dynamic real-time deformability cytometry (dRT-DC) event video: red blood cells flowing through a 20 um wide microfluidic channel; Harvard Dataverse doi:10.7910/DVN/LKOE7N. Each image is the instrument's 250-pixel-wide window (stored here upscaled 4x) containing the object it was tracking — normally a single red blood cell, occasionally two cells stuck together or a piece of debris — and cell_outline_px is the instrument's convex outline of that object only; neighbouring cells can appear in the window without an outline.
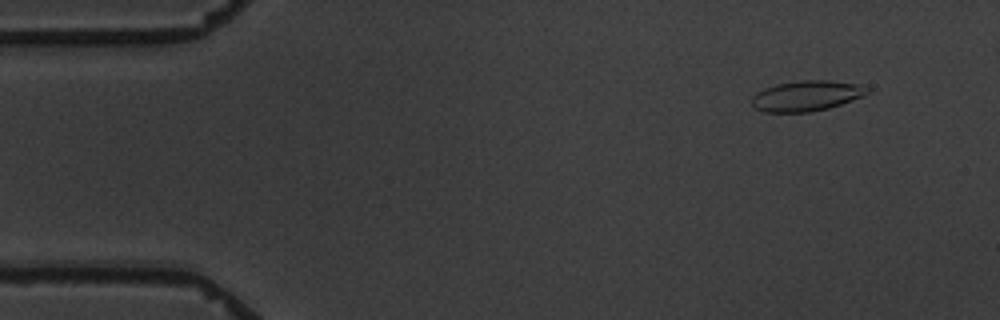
{"species": "common noctule bat (a hibernating species)", "species_latin": "Nyctalus noctula", "temperature_condition": "warm", "stored_images_in_passage": 5, "camera_frame_rate_fps": 3000, "um_per_image_px": 0.085, "animal": {"sex": "male", "body_mass_g": 19.5, "forearm_length_mm": 54.6}, "frame": {"image": 1, "passage_image": 1, "time_ms": 0.0, "image_size_px": [1000, 320], "cell_outline_px": [[872, 92], [864, 96], [828, 108], [808, 112], [764, 112], [756, 108], [752, 104], [752, 96], [756, 92], [764, 88], [776, 84], [800, 80], [828, 80], [860, 84], [872, 88]], "centroid_in_image_um": [68.6, 8.13], "position_along_channel_um": 16.4, "area_um2": 20.69}}